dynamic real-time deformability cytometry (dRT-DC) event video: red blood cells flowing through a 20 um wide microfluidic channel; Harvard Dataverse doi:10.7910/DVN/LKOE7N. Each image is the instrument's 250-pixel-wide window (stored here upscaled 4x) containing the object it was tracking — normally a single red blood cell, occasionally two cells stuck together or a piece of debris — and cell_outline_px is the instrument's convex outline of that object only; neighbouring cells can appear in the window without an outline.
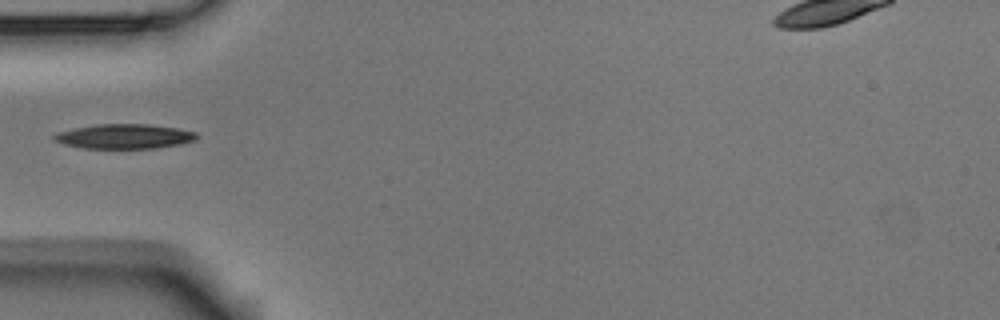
{"species": "Egyptian fruit bat (a non-hibernating species)", "species_latin": "Rousettus aegyptiacus", "temperature_condition": "room temperature", "stored_images_in_passage": 2, "camera_frame_rate_fps": 3000, "um_per_image_px": 0.085, "animal": {"sex": "male"}, "frame": {"image": 1, "passage_image": 2, "time_ms": 0.333, "image_size_px": [1000, 320], "cell_outline_px": [[200, 136], [192, 140], [180, 144], [156, 148], [84, 148], [64, 144], [52, 140], [52, 136], [56, 132], [96, 124], [148, 124], [176, 128], [196, 132]], "centroid_in_image_um": [10.54, 11.59], "position_along_channel_um": 74.5, "area_um2": 20.4}}